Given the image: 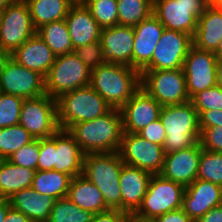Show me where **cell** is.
Returning a JSON list of instances; mask_svg holds the SVG:
<instances>
[{
  "label": "cell",
  "mask_w": 222,
  "mask_h": 222,
  "mask_svg": "<svg viewBox=\"0 0 222 222\" xmlns=\"http://www.w3.org/2000/svg\"><path fill=\"white\" fill-rule=\"evenodd\" d=\"M67 131L84 154L117 152L123 135L121 111L112 108L96 119L75 123Z\"/></svg>",
  "instance_id": "1"
},
{
  "label": "cell",
  "mask_w": 222,
  "mask_h": 222,
  "mask_svg": "<svg viewBox=\"0 0 222 222\" xmlns=\"http://www.w3.org/2000/svg\"><path fill=\"white\" fill-rule=\"evenodd\" d=\"M90 86L111 108L120 109L141 88V73L131 66L106 62L91 70Z\"/></svg>",
  "instance_id": "2"
},
{
  "label": "cell",
  "mask_w": 222,
  "mask_h": 222,
  "mask_svg": "<svg viewBox=\"0 0 222 222\" xmlns=\"http://www.w3.org/2000/svg\"><path fill=\"white\" fill-rule=\"evenodd\" d=\"M123 164L118 151L84 155L82 175L101 191L108 209L122 211L119 178Z\"/></svg>",
  "instance_id": "3"
},
{
  "label": "cell",
  "mask_w": 222,
  "mask_h": 222,
  "mask_svg": "<svg viewBox=\"0 0 222 222\" xmlns=\"http://www.w3.org/2000/svg\"><path fill=\"white\" fill-rule=\"evenodd\" d=\"M159 119L166 130L165 154L194 146L200 140L199 114L189 101L162 106Z\"/></svg>",
  "instance_id": "4"
},
{
  "label": "cell",
  "mask_w": 222,
  "mask_h": 222,
  "mask_svg": "<svg viewBox=\"0 0 222 222\" xmlns=\"http://www.w3.org/2000/svg\"><path fill=\"white\" fill-rule=\"evenodd\" d=\"M111 109L90 85L77 88L57 98L58 125L68 130L75 123L96 119Z\"/></svg>",
  "instance_id": "5"
},
{
  "label": "cell",
  "mask_w": 222,
  "mask_h": 222,
  "mask_svg": "<svg viewBox=\"0 0 222 222\" xmlns=\"http://www.w3.org/2000/svg\"><path fill=\"white\" fill-rule=\"evenodd\" d=\"M185 189L180 183L168 180L160 174H153L141 206L131 219L151 222L162 214L181 209Z\"/></svg>",
  "instance_id": "6"
},
{
  "label": "cell",
  "mask_w": 222,
  "mask_h": 222,
  "mask_svg": "<svg viewBox=\"0 0 222 222\" xmlns=\"http://www.w3.org/2000/svg\"><path fill=\"white\" fill-rule=\"evenodd\" d=\"M89 69L74 52L56 56L45 77V92L57 99L62 94L90 85Z\"/></svg>",
  "instance_id": "7"
},
{
  "label": "cell",
  "mask_w": 222,
  "mask_h": 222,
  "mask_svg": "<svg viewBox=\"0 0 222 222\" xmlns=\"http://www.w3.org/2000/svg\"><path fill=\"white\" fill-rule=\"evenodd\" d=\"M35 34L27 3L13 0L0 13V56H9Z\"/></svg>",
  "instance_id": "8"
},
{
  "label": "cell",
  "mask_w": 222,
  "mask_h": 222,
  "mask_svg": "<svg viewBox=\"0 0 222 222\" xmlns=\"http://www.w3.org/2000/svg\"><path fill=\"white\" fill-rule=\"evenodd\" d=\"M141 88L161 106L179 105L190 101L182 68L141 71Z\"/></svg>",
  "instance_id": "9"
},
{
  "label": "cell",
  "mask_w": 222,
  "mask_h": 222,
  "mask_svg": "<svg viewBox=\"0 0 222 222\" xmlns=\"http://www.w3.org/2000/svg\"><path fill=\"white\" fill-rule=\"evenodd\" d=\"M207 0H153V15L169 30L194 36Z\"/></svg>",
  "instance_id": "10"
},
{
  "label": "cell",
  "mask_w": 222,
  "mask_h": 222,
  "mask_svg": "<svg viewBox=\"0 0 222 222\" xmlns=\"http://www.w3.org/2000/svg\"><path fill=\"white\" fill-rule=\"evenodd\" d=\"M0 92L24 99L36 98L46 94L45 78L10 56H0Z\"/></svg>",
  "instance_id": "11"
},
{
  "label": "cell",
  "mask_w": 222,
  "mask_h": 222,
  "mask_svg": "<svg viewBox=\"0 0 222 222\" xmlns=\"http://www.w3.org/2000/svg\"><path fill=\"white\" fill-rule=\"evenodd\" d=\"M34 139L49 138L59 129L57 99L47 94L24 99L19 123Z\"/></svg>",
  "instance_id": "12"
},
{
  "label": "cell",
  "mask_w": 222,
  "mask_h": 222,
  "mask_svg": "<svg viewBox=\"0 0 222 222\" xmlns=\"http://www.w3.org/2000/svg\"><path fill=\"white\" fill-rule=\"evenodd\" d=\"M124 164L159 174L164 163L163 146L151 143L137 133L123 132L118 150Z\"/></svg>",
  "instance_id": "13"
},
{
  "label": "cell",
  "mask_w": 222,
  "mask_h": 222,
  "mask_svg": "<svg viewBox=\"0 0 222 222\" xmlns=\"http://www.w3.org/2000/svg\"><path fill=\"white\" fill-rule=\"evenodd\" d=\"M217 56L212 51L189 48L183 62L186 89L190 99L197 93L217 85Z\"/></svg>",
  "instance_id": "14"
},
{
  "label": "cell",
  "mask_w": 222,
  "mask_h": 222,
  "mask_svg": "<svg viewBox=\"0 0 222 222\" xmlns=\"http://www.w3.org/2000/svg\"><path fill=\"white\" fill-rule=\"evenodd\" d=\"M192 45L191 35L165 28L153 52L151 62L142 71L183 68V62Z\"/></svg>",
  "instance_id": "15"
},
{
  "label": "cell",
  "mask_w": 222,
  "mask_h": 222,
  "mask_svg": "<svg viewBox=\"0 0 222 222\" xmlns=\"http://www.w3.org/2000/svg\"><path fill=\"white\" fill-rule=\"evenodd\" d=\"M162 106L145 90L140 88L119 110L122 115L123 132L138 133L159 119Z\"/></svg>",
  "instance_id": "16"
},
{
  "label": "cell",
  "mask_w": 222,
  "mask_h": 222,
  "mask_svg": "<svg viewBox=\"0 0 222 222\" xmlns=\"http://www.w3.org/2000/svg\"><path fill=\"white\" fill-rule=\"evenodd\" d=\"M200 157V142L194 146L165 154L163 167L159 174L186 187L197 178Z\"/></svg>",
  "instance_id": "17"
},
{
  "label": "cell",
  "mask_w": 222,
  "mask_h": 222,
  "mask_svg": "<svg viewBox=\"0 0 222 222\" xmlns=\"http://www.w3.org/2000/svg\"><path fill=\"white\" fill-rule=\"evenodd\" d=\"M221 204L222 186L196 178L186 186L181 209L196 222L209 210Z\"/></svg>",
  "instance_id": "18"
},
{
  "label": "cell",
  "mask_w": 222,
  "mask_h": 222,
  "mask_svg": "<svg viewBox=\"0 0 222 222\" xmlns=\"http://www.w3.org/2000/svg\"><path fill=\"white\" fill-rule=\"evenodd\" d=\"M100 42L105 62L133 68V27L116 25L102 28Z\"/></svg>",
  "instance_id": "19"
},
{
  "label": "cell",
  "mask_w": 222,
  "mask_h": 222,
  "mask_svg": "<svg viewBox=\"0 0 222 222\" xmlns=\"http://www.w3.org/2000/svg\"><path fill=\"white\" fill-rule=\"evenodd\" d=\"M133 28V68L141 72L151 62L165 27L152 14Z\"/></svg>",
  "instance_id": "20"
},
{
  "label": "cell",
  "mask_w": 222,
  "mask_h": 222,
  "mask_svg": "<svg viewBox=\"0 0 222 222\" xmlns=\"http://www.w3.org/2000/svg\"><path fill=\"white\" fill-rule=\"evenodd\" d=\"M152 176V173L138 167L122 165L119 178L122 211L132 216L138 210Z\"/></svg>",
  "instance_id": "21"
},
{
  "label": "cell",
  "mask_w": 222,
  "mask_h": 222,
  "mask_svg": "<svg viewBox=\"0 0 222 222\" xmlns=\"http://www.w3.org/2000/svg\"><path fill=\"white\" fill-rule=\"evenodd\" d=\"M65 21L74 49L100 40L102 27L83 2L71 6Z\"/></svg>",
  "instance_id": "22"
},
{
  "label": "cell",
  "mask_w": 222,
  "mask_h": 222,
  "mask_svg": "<svg viewBox=\"0 0 222 222\" xmlns=\"http://www.w3.org/2000/svg\"><path fill=\"white\" fill-rule=\"evenodd\" d=\"M9 56L20 65L40 73L44 78L56 59V55L37 33Z\"/></svg>",
  "instance_id": "23"
},
{
  "label": "cell",
  "mask_w": 222,
  "mask_h": 222,
  "mask_svg": "<svg viewBox=\"0 0 222 222\" xmlns=\"http://www.w3.org/2000/svg\"><path fill=\"white\" fill-rule=\"evenodd\" d=\"M84 153L74 137L67 131L56 132V150H54V170L68 174L71 178L83 172Z\"/></svg>",
  "instance_id": "24"
},
{
  "label": "cell",
  "mask_w": 222,
  "mask_h": 222,
  "mask_svg": "<svg viewBox=\"0 0 222 222\" xmlns=\"http://www.w3.org/2000/svg\"><path fill=\"white\" fill-rule=\"evenodd\" d=\"M8 200L11 207L22 212L33 222H48L55 203L53 197L42 195L31 187L14 193Z\"/></svg>",
  "instance_id": "25"
},
{
  "label": "cell",
  "mask_w": 222,
  "mask_h": 222,
  "mask_svg": "<svg viewBox=\"0 0 222 222\" xmlns=\"http://www.w3.org/2000/svg\"><path fill=\"white\" fill-rule=\"evenodd\" d=\"M222 39V11L209 5L198 18L197 28L192 37L193 45L200 50L214 52Z\"/></svg>",
  "instance_id": "26"
},
{
  "label": "cell",
  "mask_w": 222,
  "mask_h": 222,
  "mask_svg": "<svg viewBox=\"0 0 222 222\" xmlns=\"http://www.w3.org/2000/svg\"><path fill=\"white\" fill-rule=\"evenodd\" d=\"M67 197L93 214L108 210L101 191L82 174L71 179Z\"/></svg>",
  "instance_id": "27"
},
{
  "label": "cell",
  "mask_w": 222,
  "mask_h": 222,
  "mask_svg": "<svg viewBox=\"0 0 222 222\" xmlns=\"http://www.w3.org/2000/svg\"><path fill=\"white\" fill-rule=\"evenodd\" d=\"M36 170L0 160V198L8 199L14 193L32 185Z\"/></svg>",
  "instance_id": "28"
},
{
  "label": "cell",
  "mask_w": 222,
  "mask_h": 222,
  "mask_svg": "<svg viewBox=\"0 0 222 222\" xmlns=\"http://www.w3.org/2000/svg\"><path fill=\"white\" fill-rule=\"evenodd\" d=\"M29 8L32 24L37 30L42 25L64 20L73 0H24Z\"/></svg>",
  "instance_id": "29"
},
{
  "label": "cell",
  "mask_w": 222,
  "mask_h": 222,
  "mask_svg": "<svg viewBox=\"0 0 222 222\" xmlns=\"http://www.w3.org/2000/svg\"><path fill=\"white\" fill-rule=\"evenodd\" d=\"M71 177L56 170H37L31 188L42 195L53 197L55 200L67 197Z\"/></svg>",
  "instance_id": "30"
},
{
  "label": "cell",
  "mask_w": 222,
  "mask_h": 222,
  "mask_svg": "<svg viewBox=\"0 0 222 222\" xmlns=\"http://www.w3.org/2000/svg\"><path fill=\"white\" fill-rule=\"evenodd\" d=\"M36 33L56 56L74 52L65 19L44 24Z\"/></svg>",
  "instance_id": "31"
},
{
  "label": "cell",
  "mask_w": 222,
  "mask_h": 222,
  "mask_svg": "<svg viewBox=\"0 0 222 222\" xmlns=\"http://www.w3.org/2000/svg\"><path fill=\"white\" fill-rule=\"evenodd\" d=\"M118 25L134 27L153 14V0H117Z\"/></svg>",
  "instance_id": "32"
},
{
  "label": "cell",
  "mask_w": 222,
  "mask_h": 222,
  "mask_svg": "<svg viewBox=\"0 0 222 222\" xmlns=\"http://www.w3.org/2000/svg\"><path fill=\"white\" fill-rule=\"evenodd\" d=\"M34 138L20 124L0 129V160H7L23 145L32 142Z\"/></svg>",
  "instance_id": "33"
},
{
  "label": "cell",
  "mask_w": 222,
  "mask_h": 222,
  "mask_svg": "<svg viewBox=\"0 0 222 222\" xmlns=\"http://www.w3.org/2000/svg\"><path fill=\"white\" fill-rule=\"evenodd\" d=\"M93 213L81 209L68 197L55 200L48 222H90Z\"/></svg>",
  "instance_id": "34"
},
{
  "label": "cell",
  "mask_w": 222,
  "mask_h": 222,
  "mask_svg": "<svg viewBox=\"0 0 222 222\" xmlns=\"http://www.w3.org/2000/svg\"><path fill=\"white\" fill-rule=\"evenodd\" d=\"M82 2L102 28L118 25L117 0H83Z\"/></svg>",
  "instance_id": "35"
},
{
  "label": "cell",
  "mask_w": 222,
  "mask_h": 222,
  "mask_svg": "<svg viewBox=\"0 0 222 222\" xmlns=\"http://www.w3.org/2000/svg\"><path fill=\"white\" fill-rule=\"evenodd\" d=\"M197 178L222 186V153L205 151L201 147Z\"/></svg>",
  "instance_id": "36"
},
{
  "label": "cell",
  "mask_w": 222,
  "mask_h": 222,
  "mask_svg": "<svg viewBox=\"0 0 222 222\" xmlns=\"http://www.w3.org/2000/svg\"><path fill=\"white\" fill-rule=\"evenodd\" d=\"M24 98L0 92V129L17 125Z\"/></svg>",
  "instance_id": "37"
},
{
  "label": "cell",
  "mask_w": 222,
  "mask_h": 222,
  "mask_svg": "<svg viewBox=\"0 0 222 222\" xmlns=\"http://www.w3.org/2000/svg\"><path fill=\"white\" fill-rule=\"evenodd\" d=\"M190 102L199 115L205 110H222V86L216 85L203 90L195 94Z\"/></svg>",
  "instance_id": "38"
},
{
  "label": "cell",
  "mask_w": 222,
  "mask_h": 222,
  "mask_svg": "<svg viewBox=\"0 0 222 222\" xmlns=\"http://www.w3.org/2000/svg\"><path fill=\"white\" fill-rule=\"evenodd\" d=\"M40 154V139L23 145L14 152L7 160L15 165L27 167L37 171L38 158Z\"/></svg>",
  "instance_id": "39"
},
{
  "label": "cell",
  "mask_w": 222,
  "mask_h": 222,
  "mask_svg": "<svg viewBox=\"0 0 222 222\" xmlns=\"http://www.w3.org/2000/svg\"><path fill=\"white\" fill-rule=\"evenodd\" d=\"M77 57L91 70L106 63L100 40L74 49Z\"/></svg>",
  "instance_id": "40"
},
{
  "label": "cell",
  "mask_w": 222,
  "mask_h": 222,
  "mask_svg": "<svg viewBox=\"0 0 222 222\" xmlns=\"http://www.w3.org/2000/svg\"><path fill=\"white\" fill-rule=\"evenodd\" d=\"M54 150H56V133L49 138L40 139V154L37 170L54 169Z\"/></svg>",
  "instance_id": "41"
},
{
  "label": "cell",
  "mask_w": 222,
  "mask_h": 222,
  "mask_svg": "<svg viewBox=\"0 0 222 222\" xmlns=\"http://www.w3.org/2000/svg\"><path fill=\"white\" fill-rule=\"evenodd\" d=\"M199 142L205 151L222 153V127L204 128Z\"/></svg>",
  "instance_id": "42"
},
{
  "label": "cell",
  "mask_w": 222,
  "mask_h": 222,
  "mask_svg": "<svg viewBox=\"0 0 222 222\" xmlns=\"http://www.w3.org/2000/svg\"><path fill=\"white\" fill-rule=\"evenodd\" d=\"M137 134L149 142L156 143L161 146L164 145L166 138V130L164 129L160 119L153 121Z\"/></svg>",
  "instance_id": "43"
},
{
  "label": "cell",
  "mask_w": 222,
  "mask_h": 222,
  "mask_svg": "<svg viewBox=\"0 0 222 222\" xmlns=\"http://www.w3.org/2000/svg\"><path fill=\"white\" fill-rule=\"evenodd\" d=\"M131 216L121 210L108 209L93 215L90 222H129Z\"/></svg>",
  "instance_id": "44"
},
{
  "label": "cell",
  "mask_w": 222,
  "mask_h": 222,
  "mask_svg": "<svg viewBox=\"0 0 222 222\" xmlns=\"http://www.w3.org/2000/svg\"><path fill=\"white\" fill-rule=\"evenodd\" d=\"M222 127V110H205L199 115L200 131L209 127Z\"/></svg>",
  "instance_id": "45"
},
{
  "label": "cell",
  "mask_w": 222,
  "mask_h": 222,
  "mask_svg": "<svg viewBox=\"0 0 222 222\" xmlns=\"http://www.w3.org/2000/svg\"><path fill=\"white\" fill-rule=\"evenodd\" d=\"M151 222H194L182 209L162 214Z\"/></svg>",
  "instance_id": "46"
},
{
  "label": "cell",
  "mask_w": 222,
  "mask_h": 222,
  "mask_svg": "<svg viewBox=\"0 0 222 222\" xmlns=\"http://www.w3.org/2000/svg\"><path fill=\"white\" fill-rule=\"evenodd\" d=\"M196 222H222V204L209 210Z\"/></svg>",
  "instance_id": "47"
},
{
  "label": "cell",
  "mask_w": 222,
  "mask_h": 222,
  "mask_svg": "<svg viewBox=\"0 0 222 222\" xmlns=\"http://www.w3.org/2000/svg\"><path fill=\"white\" fill-rule=\"evenodd\" d=\"M4 222H33V221L29 219L26 215H24L22 212L18 211L17 209H14L13 207H10L9 210L7 211Z\"/></svg>",
  "instance_id": "48"
},
{
  "label": "cell",
  "mask_w": 222,
  "mask_h": 222,
  "mask_svg": "<svg viewBox=\"0 0 222 222\" xmlns=\"http://www.w3.org/2000/svg\"><path fill=\"white\" fill-rule=\"evenodd\" d=\"M10 207L11 206L8 199L0 198V222H4L7 211Z\"/></svg>",
  "instance_id": "49"
},
{
  "label": "cell",
  "mask_w": 222,
  "mask_h": 222,
  "mask_svg": "<svg viewBox=\"0 0 222 222\" xmlns=\"http://www.w3.org/2000/svg\"><path fill=\"white\" fill-rule=\"evenodd\" d=\"M217 85L222 86V59L217 61Z\"/></svg>",
  "instance_id": "50"
},
{
  "label": "cell",
  "mask_w": 222,
  "mask_h": 222,
  "mask_svg": "<svg viewBox=\"0 0 222 222\" xmlns=\"http://www.w3.org/2000/svg\"><path fill=\"white\" fill-rule=\"evenodd\" d=\"M213 53L218 59H222V39L219 41L218 48Z\"/></svg>",
  "instance_id": "51"
},
{
  "label": "cell",
  "mask_w": 222,
  "mask_h": 222,
  "mask_svg": "<svg viewBox=\"0 0 222 222\" xmlns=\"http://www.w3.org/2000/svg\"><path fill=\"white\" fill-rule=\"evenodd\" d=\"M12 1L13 0H0V13L3 12Z\"/></svg>",
  "instance_id": "52"
},
{
  "label": "cell",
  "mask_w": 222,
  "mask_h": 222,
  "mask_svg": "<svg viewBox=\"0 0 222 222\" xmlns=\"http://www.w3.org/2000/svg\"><path fill=\"white\" fill-rule=\"evenodd\" d=\"M213 5L222 11V0H217Z\"/></svg>",
  "instance_id": "53"
},
{
  "label": "cell",
  "mask_w": 222,
  "mask_h": 222,
  "mask_svg": "<svg viewBox=\"0 0 222 222\" xmlns=\"http://www.w3.org/2000/svg\"><path fill=\"white\" fill-rule=\"evenodd\" d=\"M217 0H207L209 5H213Z\"/></svg>",
  "instance_id": "54"
},
{
  "label": "cell",
  "mask_w": 222,
  "mask_h": 222,
  "mask_svg": "<svg viewBox=\"0 0 222 222\" xmlns=\"http://www.w3.org/2000/svg\"><path fill=\"white\" fill-rule=\"evenodd\" d=\"M74 2H82L83 0H73Z\"/></svg>",
  "instance_id": "55"
}]
</instances>
